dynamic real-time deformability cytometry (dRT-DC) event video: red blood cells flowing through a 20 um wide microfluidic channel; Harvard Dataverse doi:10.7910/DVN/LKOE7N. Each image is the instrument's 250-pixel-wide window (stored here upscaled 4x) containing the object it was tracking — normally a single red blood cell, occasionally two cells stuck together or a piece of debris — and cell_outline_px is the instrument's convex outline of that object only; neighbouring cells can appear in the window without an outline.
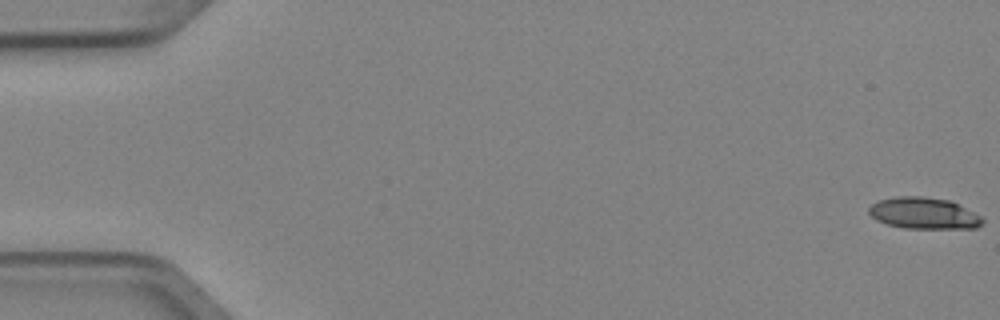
{"species": "Egyptian fruit bat (a non-hibernating species)", "species_latin": "Rousettus aegyptiacus", "temperature_condition": "cold", "stored_images_in_passage": 6, "camera_frame_rate_fps": 3000, "um_per_image_px": 0.085, "animal": {"sex": "female"}, "frame": {"image": 1, "passage_image": 1, "time_ms": 0.0, "image_size_px": [1000, 320], "cell_outline_px": [[984, 224], [976, 228], [904, 228], [888, 224], [876, 220], [868, 212], [868, 208], [872, 204], [880, 200], [896, 196], [924, 196], [948, 200], [980, 216], [984, 220]], "centroid_in_image_um": [78.5, 18.13], "position_along_channel_um": 6.5, "area_um2": 20.63}}